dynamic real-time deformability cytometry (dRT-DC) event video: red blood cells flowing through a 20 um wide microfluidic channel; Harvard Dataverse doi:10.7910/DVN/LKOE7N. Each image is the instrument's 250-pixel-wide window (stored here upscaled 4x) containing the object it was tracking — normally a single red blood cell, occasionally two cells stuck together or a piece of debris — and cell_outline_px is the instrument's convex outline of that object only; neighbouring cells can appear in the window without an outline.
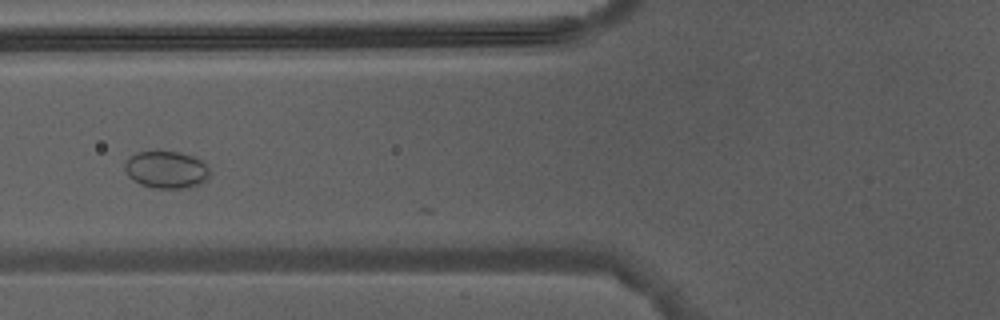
{"species": "Egyptian fruit bat (a non-hibernating species)", "species_latin": "Rousettus aegyptiacus", "temperature_condition": "warm", "stored_images_in_passage": 4, "camera_frame_rate_fps": 3000, "um_per_image_px": 0.085, "animal": {"sex": "male"}, "frame": {"image": 1, "passage_image": 4, "time_ms": 4.333, "image_size_px": [1000, 320], "cell_outline_px": [[212, 172], [208, 180], [200, 184], [188, 188], [152, 188], [140, 184], [132, 180], [128, 176], [124, 168], [124, 164], [136, 152], [180, 152], [196, 156]], "centroid_in_image_um": [14.17, 14.44], "position_along_channel_um": 111.6, "area_um2": 18.61}}